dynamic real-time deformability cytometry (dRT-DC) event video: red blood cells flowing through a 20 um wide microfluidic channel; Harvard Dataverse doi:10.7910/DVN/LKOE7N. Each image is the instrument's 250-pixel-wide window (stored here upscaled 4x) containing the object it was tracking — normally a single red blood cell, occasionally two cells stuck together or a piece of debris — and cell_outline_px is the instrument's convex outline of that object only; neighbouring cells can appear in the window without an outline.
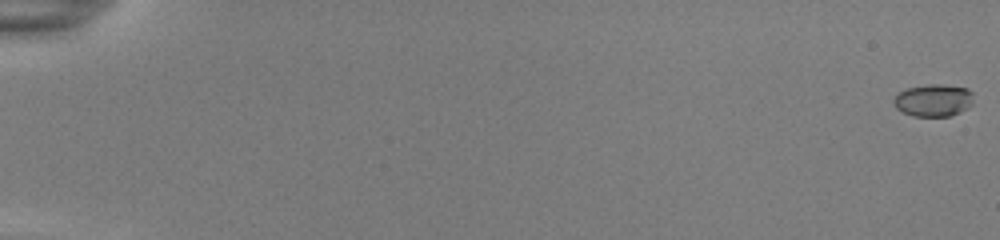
{"species": "common noctule bat (a hibernating species)", "species_latin": "Nyctalus noctula", "temperature_condition": "room temperature", "stored_images_in_passage": 12, "camera_frame_rate_fps": 3000, "um_per_image_px": 0.085, "animal": {"sex": "female", "body_mass_g": 22.0, "forearm_length_mm": 56.7}, "frame": {"image": 1, "passage_image": 1, "time_ms": 0.0, "image_size_px": [1000, 240], "cell_outline_px": [[972, 104], [968, 108], [960, 112], [948, 116], [912, 116], [896, 108], [892, 104], [892, 100], [900, 92], [908, 88], [928, 84], [940, 84], [968, 88], [972, 92]], "centroid_in_image_um": [79.34, 8.52], "position_along_channel_um": 5.7, "area_um2": 15.03}}